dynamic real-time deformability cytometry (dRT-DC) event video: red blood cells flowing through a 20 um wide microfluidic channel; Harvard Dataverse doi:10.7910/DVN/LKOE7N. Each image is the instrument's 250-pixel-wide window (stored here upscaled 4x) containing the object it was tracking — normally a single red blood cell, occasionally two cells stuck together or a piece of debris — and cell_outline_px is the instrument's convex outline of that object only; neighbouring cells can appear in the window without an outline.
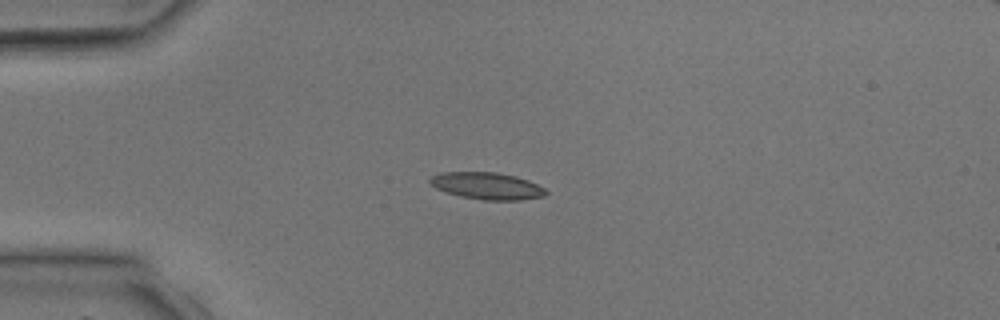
{"species": "common noctule bat (a hibernating species)", "species_latin": "Nyctalus noctula", "temperature_condition": "room temperature", "stored_images_in_passage": 3, "camera_frame_rate_fps": 3000, "um_per_image_px": 0.085, "animal": {"sex": "male", "body_mass_g": 17.9, "forearm_length_mm": 54.2}, "frame": {"image": 1, "passage_image": 3, "time_ms": 3.333, "image_size_px": [1000, 320], "cell_outline_px": [[548, 192], [544, 196], [520, 200], [484, 200], [460, 196], [436, 188], [428, 184], [428, 180], [432, 176], [440, 172], [496, 172], [516, 176], [528, 180], [544, 188]], "centroid_in_image_um": [41.38, 15.79], "position_along_channel_um": 43.6, "area_um2": 18.21}}